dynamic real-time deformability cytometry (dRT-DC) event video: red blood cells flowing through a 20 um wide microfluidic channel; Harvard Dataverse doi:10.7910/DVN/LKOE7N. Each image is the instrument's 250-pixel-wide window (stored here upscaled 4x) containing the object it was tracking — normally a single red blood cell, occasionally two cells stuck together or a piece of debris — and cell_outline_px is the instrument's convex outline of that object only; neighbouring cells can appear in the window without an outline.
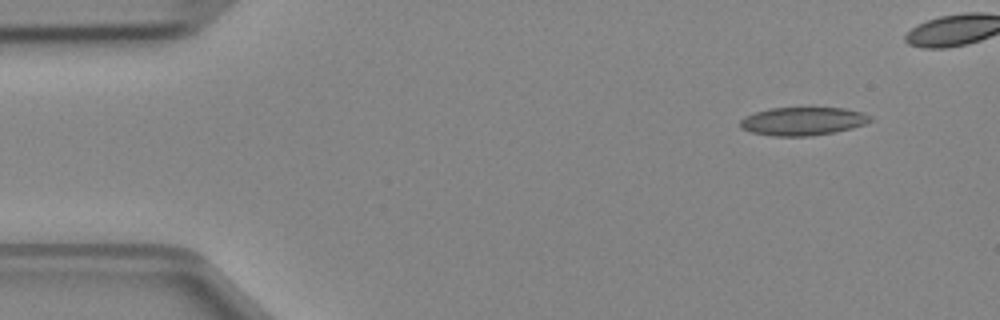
{"species": "Egyptian fruit bat (a non-hibernating species)", "species_latin": "Rousettus aegyptiacus", "temperature_condition": "cold", "stored_images_in_passage": 5, "camera_frame_rate_fps": 3000, "um_per_image_px": 0.085, "animal": {"sex": "female"}, "frame": {"image": 1, "passage_image": 1, "time_ms": 0.0, "image_size_px": [1000, 320], "cell_outline_px": [[872, 120], [864, 124], [852, 128], [836, 132], [812, 136], [772, 136], [752, 132], [740, 128], [740, 120], [744, 116], [768, 108], [844, 108], [864, 112], [872, 116]], "centroid_in_image_um": [68.25, 10.3], "position_along_channel_um": 16.7, "area_um2": 21.56}}